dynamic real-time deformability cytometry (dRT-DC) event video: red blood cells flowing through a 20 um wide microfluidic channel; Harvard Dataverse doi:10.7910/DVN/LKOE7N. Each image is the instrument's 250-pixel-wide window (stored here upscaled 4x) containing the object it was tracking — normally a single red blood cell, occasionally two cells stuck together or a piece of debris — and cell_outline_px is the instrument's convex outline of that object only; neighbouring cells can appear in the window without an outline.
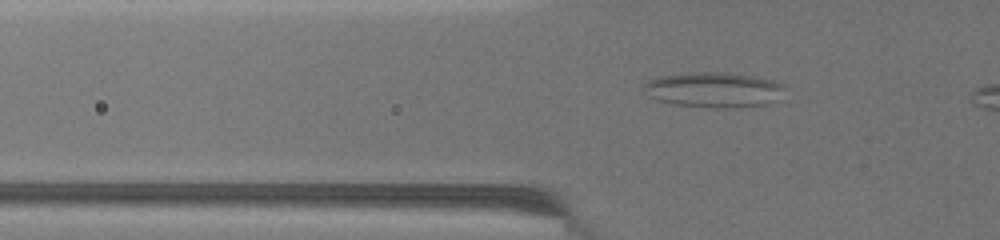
{"species": "common noctule bat (a hibernating species)", "species_latin": "Nyctalus noctula", "temperature_condition": "warm", "stored_images_in_passage": 13, "camera_frame_rate_fps": 3000, "um_per_image_px": 0.085, "animal": {"sex": "female", "body_mass_g": 19.5, "forearm_length_mm": 54.1}, "frame": {"image": 1, "passage_image": 10, "time_ms": 3.0, "image_size_px": [1000, 240], "cell_outline_px": [[784, 88], [768, 104], [728, 108], [716, 108], [676, 104], [656, 100], [644, 88], [644, 84], [660, 76], [700, 72], [704, 72], [752, 76], [772, 80], [784, 84]], "centroid_in_image_um": [60.67, 7.64], "position_along_channel_um": 65.1, "area_um2": 27.86}}